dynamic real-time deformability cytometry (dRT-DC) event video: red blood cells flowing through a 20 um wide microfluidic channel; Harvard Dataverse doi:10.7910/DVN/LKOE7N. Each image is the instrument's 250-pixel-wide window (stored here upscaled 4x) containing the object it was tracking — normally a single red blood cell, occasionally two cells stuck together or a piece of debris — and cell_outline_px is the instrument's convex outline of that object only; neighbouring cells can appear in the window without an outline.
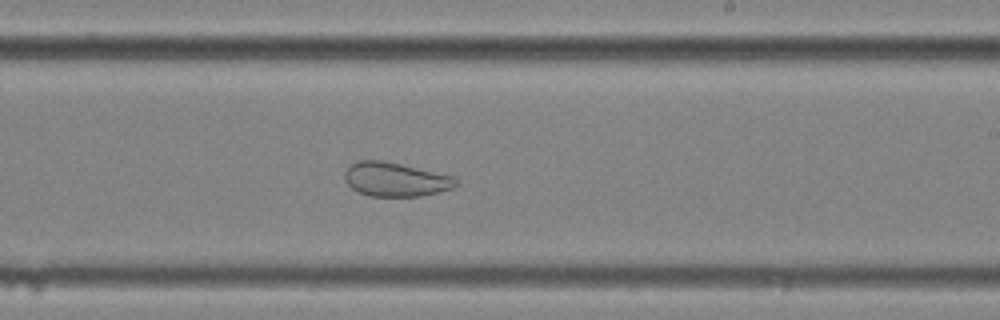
{"species": "common noctule bat (a hibernating species)", "species_latin": "Nyctalus noctula", "temperature_condition": "cold", "stored_images_in_passage": 54, "camera_frame_rate_fps": 3000, "um_per_image_px": 0.085, "animal": {"sex": "female", "body_mass_g": 25.1}, "frame": {"image": 1, "passage_image": 31, "time_ms": 10.0, "image_size_px": [1000, 320], "cell_outline_px": [[460, 184], [452, 188], [440, 192], [420, 196], [368, 196], [352, 188], [344, 180], [344, 172], [352, 164], [360, 160], [384, 160], [456, 176]], "centroid_in_image_um": [33.67, 15.25], "position_along_channel_um": 255.3, "area_um2": 22.31}}